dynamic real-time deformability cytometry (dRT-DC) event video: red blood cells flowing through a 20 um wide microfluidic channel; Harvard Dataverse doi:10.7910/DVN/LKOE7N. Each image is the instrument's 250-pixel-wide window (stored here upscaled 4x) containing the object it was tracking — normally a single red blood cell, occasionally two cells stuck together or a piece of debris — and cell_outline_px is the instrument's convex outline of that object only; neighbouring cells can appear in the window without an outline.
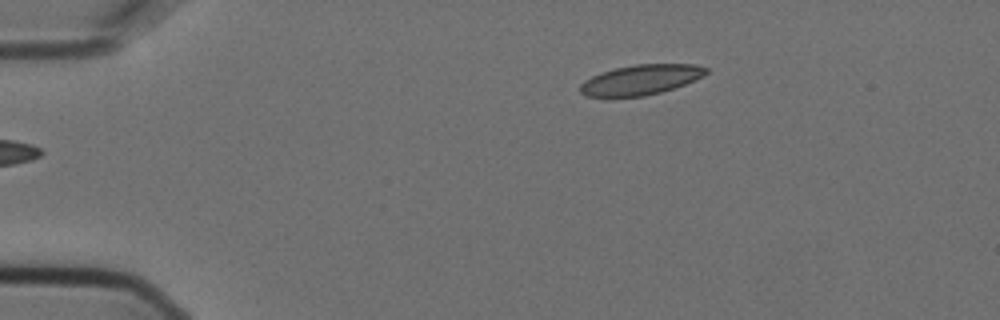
{"species": "Egyptian fruit bat (a non-hibernating species)", "species_latin": "Rousettus aegyptiacus", "temperature_condition": "cold", "stored_images_in_passage": 3, "camera_frame_rate_fps": 3000, "um_per_image_px": 0.085, "animal": {"sex": "female"}, "frame": {"image": 1, "passage_image": 1, "time_ms": 0.0, "image_size_px": [1000, 320], "cell_outline_px": [[708, 72], [704, 76], [696, 80], [660, 92], [644, 96], [588, 96], [580, 92], [580, 84], [584, 80], [600, 72], [616, 68], [636, 64], [692, 64], [708, 68]], "centroid_in_image_um": [54.48, 6.77], "position_along_channel_um": 30.5, "area_um2": 21.85}}